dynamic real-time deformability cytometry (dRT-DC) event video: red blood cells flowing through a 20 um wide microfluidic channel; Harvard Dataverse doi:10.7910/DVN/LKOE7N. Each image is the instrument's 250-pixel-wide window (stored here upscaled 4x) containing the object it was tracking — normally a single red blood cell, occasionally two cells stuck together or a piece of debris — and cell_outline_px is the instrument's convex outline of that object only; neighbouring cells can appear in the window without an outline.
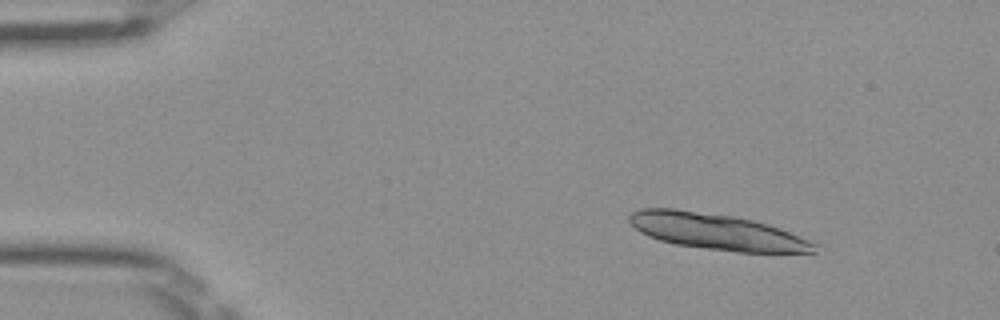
{"species": "Egyptian fruit bat (a non-hibernating species)", "species_latin": "Rousettus aegyptiacus", "temperature_condition": "room temperature", "stored_images_in_passage": 50, "camera_frame_rate_fps": 3000, "um_per_image_px": 0.085, "frame": {"image": 1, "passage_image": 6, "time_ms": 1.667, "image_size_px": [1000, 320], "cell_outline_px": [[816, 252], [736, 252], [676, 244], [660, 240], [648, 236], [640, 232], [628, 220], [628, 216], [632, 212], [640, 208], [676, 208], [732, 216], [752, 220], [768, 224], [780, 228], [808, 240], [816, 244]], "centroid_in_image_um": [60.88, 19.68], "position_along_channel_um": 24.1, "area_um2": 38.61}}
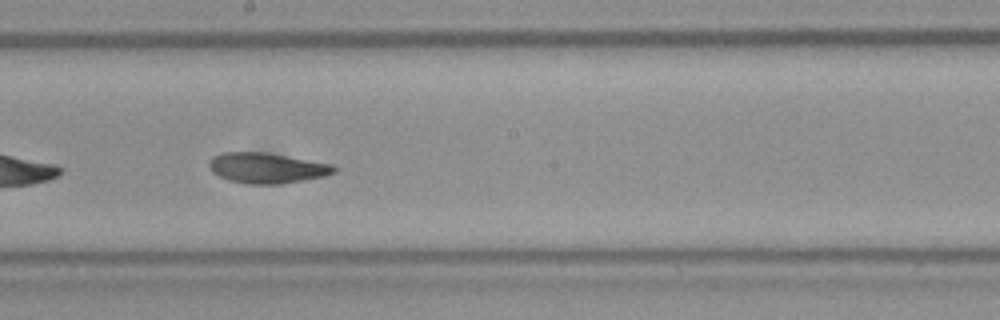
{"frame": {"image": 2, "passage_image": 28, "time_ms": 9.0, "image_size_px": [1000, 320], "cell_outline_px": [[336, 172], [324, 176], [280, 184], [248, 184], [228, 180], [212, 172], [208, 164], [208, 160], [212, 156], [224, 152], [264, 152], [332, 164], [336, 168]], "centroid_in_image_um": [22.64, 14.27], "position_along_channel_um": 225.6, "area_um2": 22.08}}
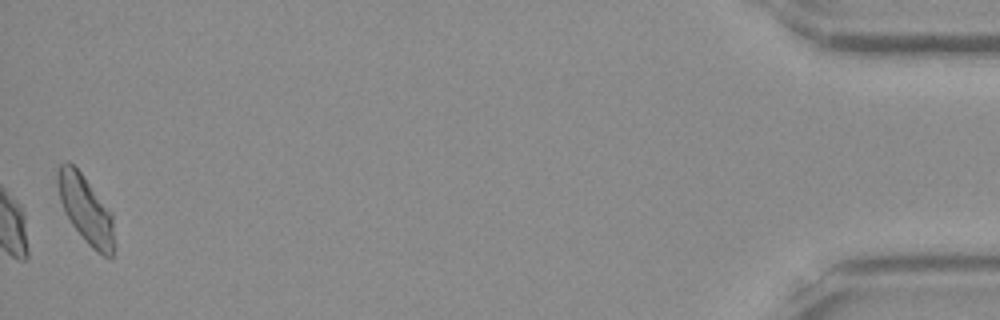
{"frame": {"image": 3, "passage_image": 50, "time_ms": 16.333, "image_size_px": [1000, 320], "cell_outline_px": [[116, 244], [112, 260], [96, 252], [88, 244], [72, 224], [64, 212], [60, 200], [56, 184], [56, 172], [60, 164], [68, 160], [84, 176], [112, 212]], "centroid_in_image_um": [7.32, 17.83], "position_along_channel_um": 427.9, "area_um2": 22.89}, "authors_computed_cell_mechanics": {"area_um2": 22.3686, "velocity_mm_per_s": 3.9874, "shape_relaxation_time_tau1_ms": 7.0603, "shape_relaxation_time_tau2_ms": 2.6511, "deformation_change_tau1": 0.1999, "deformation_change_tau2": 0.1001}}